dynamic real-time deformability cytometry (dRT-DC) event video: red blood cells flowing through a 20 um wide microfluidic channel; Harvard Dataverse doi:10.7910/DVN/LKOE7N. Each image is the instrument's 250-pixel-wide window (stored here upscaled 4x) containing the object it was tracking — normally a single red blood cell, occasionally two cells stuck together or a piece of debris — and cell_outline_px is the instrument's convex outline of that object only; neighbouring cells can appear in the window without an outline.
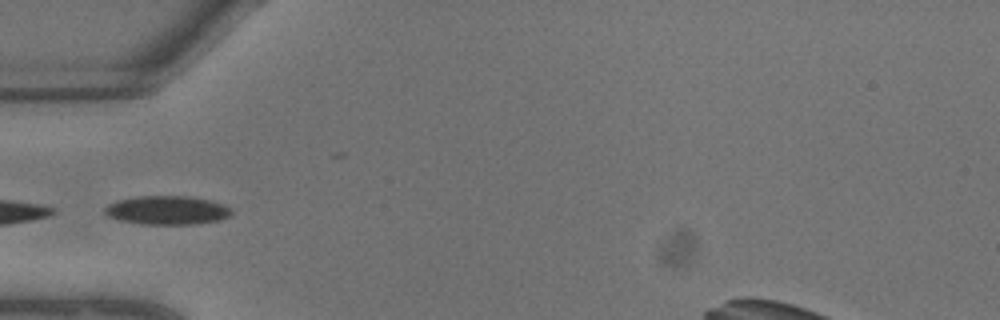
{"species": "common noctule bat (a hibernating species)", "species_latin": "Nyctalus noctula", "temperature_condition": "warm", "stored_images_in_passage": 22, "camera_frame_rate_fps": 3000, "um_per_image_px": 0.085, "animal": {"sex": "male", "body_mass_g": 13.3}, "frame": {"image": 1, "passage_image": 7, "time_ms": 2.0, "image_size_px": [1000, 320], "cell_outline_px": [[232, 212], [228, 216], [220, 220], [196, 224], [140, 224], [120, 220], [108, 216], [104, 212], [104, 208], [108, 204], [116, 200], [136, 196], [188, 196], [208, 200], [232, 208]], "centroid_in_image_um": [14.17, 17.87], "position_along_channel_um": 70.8, "area_um2": 21.21}}